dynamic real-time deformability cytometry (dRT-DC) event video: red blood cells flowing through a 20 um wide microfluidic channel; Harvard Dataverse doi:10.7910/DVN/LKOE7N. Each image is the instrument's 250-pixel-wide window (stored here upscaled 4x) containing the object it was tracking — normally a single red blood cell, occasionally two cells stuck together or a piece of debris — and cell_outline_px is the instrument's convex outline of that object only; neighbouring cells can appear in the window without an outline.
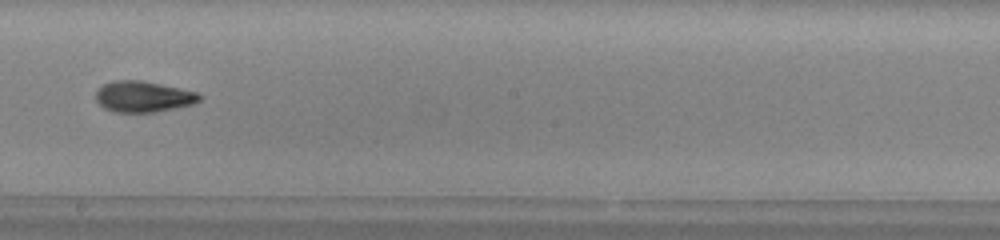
{"species": "common noctule bat (a hibernating species)", "species_latin": "Nyctalus noctula", "temperature_condition": "warm", "stored_images_in_passage": 39, "camera_frame_rate_fps": 3000, "um_per_image_px": 0.085, "animal": {"sex": "male", "body_mass_g": 13.0, "forearm_length_mm": 53.1}, "frame": {"image": 1, "passage_image": 17, "time_ms": 5.333, "image_size_px": [1000, 240], "cell_outline_px": [[200, 100], [196, 104], [156, 112], [116, 112], [104, 108], [96, 100], [96, 92], [104, 84], [116, 80], [140, 80], [180, 88], [196, 92], [200, 96]], "centroid_in_image_um": [12.19, 8.22], "position_along_channel_um": 236.0, "area_um2": 18.61}}
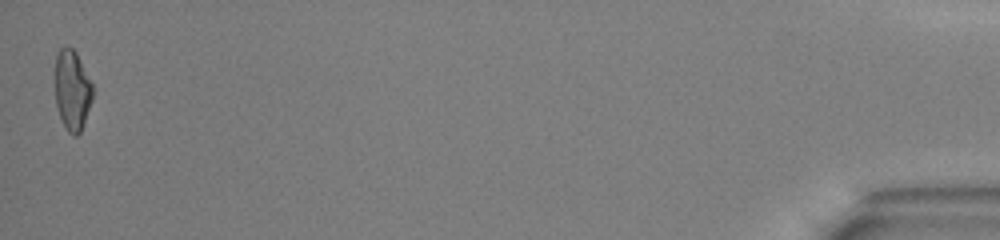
{"frame": {"image": 2, "passage_image": 39, "time_ms": 12.667, "image_size_px": [1000, 240], "cell_outline_px": [[92, 100], [80, 132], [76, 136], [72, 136], [68, 132], [60, 116], [56, 104], [56, 56], [60, 48], [72, 48], [76, 52], [92, 84]], "centroid_in_image_um": [6.14, 7.68], "position_along_channel_um": 429.1, "area_um2": 17.11}, "authors_computed_cell_mechanics": {"area_um2": 18.207, "velocity_mm_per_s": 4.0184, "shape_relaxation_time_tau1_ms": 4.0483, "shape_relaxation_time_tau2_ms": 3.9657, "deformation_change_tau1": 0.1764, "deformation_change_tau2": 0.1165}}